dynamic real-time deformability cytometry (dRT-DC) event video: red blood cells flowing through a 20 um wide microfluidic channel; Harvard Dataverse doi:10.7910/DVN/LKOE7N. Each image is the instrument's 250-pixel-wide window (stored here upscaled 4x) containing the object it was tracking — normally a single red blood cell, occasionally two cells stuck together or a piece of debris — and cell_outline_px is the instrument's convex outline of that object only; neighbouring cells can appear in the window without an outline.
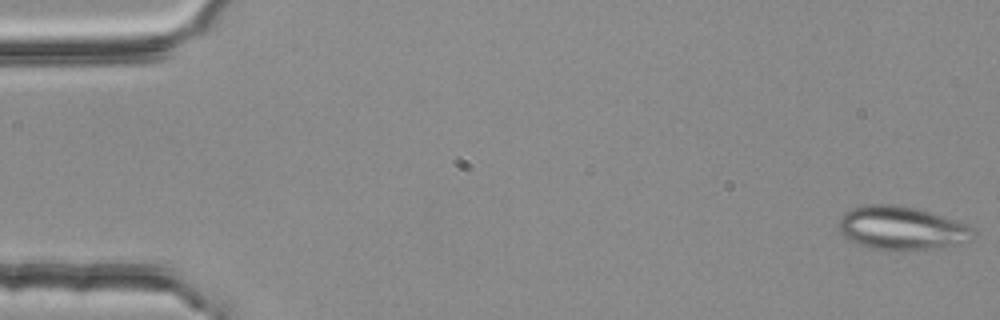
{"species": "common noctule bat (a hibernating species)", "species_latin": "Nyctalus noctula", "temperature_condition": "room temperature", "stored_images_in_passage": 3, "camera_frame_rate_fps": 3000, "um_per_image_px": 0.085, "animal": {"sex": "female", "body_mass_g": 25.1}, "frame": {"image": 1, "passage_image": 1, "time_ms": 0.0, "image_size_px": [1000, 320], "cell_outline_px": [[976, 232], [968, 240], [956, 244], [936, 248], [904, 252], [872, 248], [848, 240], [840, 232], [836, 224], [836, 220], [844, 212], [852, 208], [864, 204], [892, 204], [916, 208], [968, 224]], "centroid_in_image_um": [76.57, 19.39], "position_along_channel_um": 8.4, "area_um2": 34.51}}